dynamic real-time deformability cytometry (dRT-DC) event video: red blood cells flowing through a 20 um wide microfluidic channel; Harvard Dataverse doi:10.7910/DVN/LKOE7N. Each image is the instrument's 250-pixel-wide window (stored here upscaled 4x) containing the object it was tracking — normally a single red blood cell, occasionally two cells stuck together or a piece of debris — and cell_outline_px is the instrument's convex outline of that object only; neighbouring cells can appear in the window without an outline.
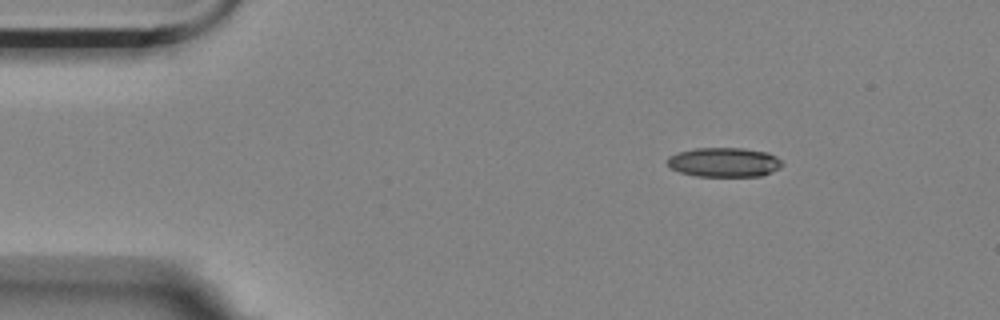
{"species": "Egyptian fruit bat (a non-hibernating species)", "species_latin": "Rousettus aegyptiacus", "temperature_condition": "room temperature", "stored_images_in_passage": 4, "camera_frame_rate_fps": 3000, "um_per_image_px": 0.085, "animal": {"sex": "female"}, "frame": {"image": 1, "passage_image": 2, "time_ms": 0.333, "image_size_px": [1000, 320], "cell_outline_px": [[784, 164], [780, 168], [760, 176], [696, 176], [680, 172], [672, 168], [668, 164], [668, 156], [680, 152], [696, 148], [744, 148], [768, 152], [776, 156]], "centroid_in_image_um": [61.58, 13.79], "position_along_channel_um": 23.4, "area_um2": 19.59}}